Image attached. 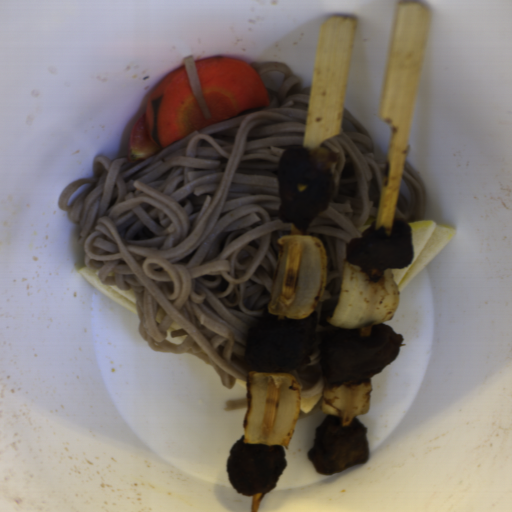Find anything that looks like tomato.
Returning <instances> with one entry per match:
<instances>
[{
  "label": "tomato",
  "instance_id": "512abeb7",
  "mask_svg": "<svg viewBox=\"0 0 512 512\" xmlns=\"http://www.w3.org/2000/svg\"><path fill=\"white\" fill-rule=\"evenodd\" d=\"M164 147V146H163ZM150 138L148 133L146 111L135 121L131 133L129 135L128 144V161L139 162L153 156L162 150Z\"/></svg>",
  "mask_w": 512,
  "mask_h": 512
}]
</instances>
